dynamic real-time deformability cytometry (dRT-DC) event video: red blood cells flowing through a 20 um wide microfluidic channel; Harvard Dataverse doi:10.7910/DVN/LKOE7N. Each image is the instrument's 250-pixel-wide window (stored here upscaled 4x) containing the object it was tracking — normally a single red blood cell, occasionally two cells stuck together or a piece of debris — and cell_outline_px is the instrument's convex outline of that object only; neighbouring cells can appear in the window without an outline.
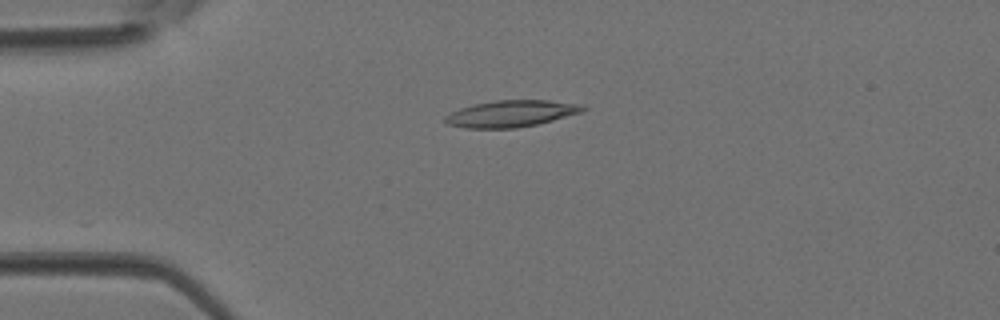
{"species": "Egyptian fruit bat (a non-hibernating species)", "species_latin": "Rousettus aegyptiacus", "temperature_condition": "room temperature", "stored_images_in_passage": 4, "camera_frame_rate_fps": 3000, "um_per_image_px": 0.085, "animal": {"sex": "female"}, "frame": {"image": 1, "passage_image": 3, "time_ms": 0.667, "image_size_px": [1000, 320], "cell_outline_px": [[588, 108], [580, 112], [552, 120], [536, 124], [516, 128], [464, 128], [448, 124], [444, 120], [444, 116], [460, 108], [476, 104], [496, 100], [548, 100], [580, 104]], "centroid_in_image_um": [43.42, 9.66], "position_along_channel_um": 41.6, "area_um2": 21.1}}